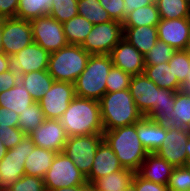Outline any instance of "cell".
<instances>
[{
  "label": "cell",
  "mask_w": 190,
  "mask_h": 191,
  "mask_svg": "<svg viewBox=\"0 0 190 191\" xmlns=\"http://www.w3.org/2000/svg\"><path fill=\"white\" fill-rule=\"evenodd\" d=\"M129 91L143 116L167 126L173 123L171 112L177 91L158 87L144 73L132 76Z\"/></svg>",
  "instance_id": "cell-1"
},
{
  "label": "cell",
  "mask_w": 190,
  "mask_h": 191,
  "mask_svg": "<svg viewBox=\"0 0 190 191\" xmlns=\"http://www.w3.org/2000/svg\"><path fill=\"white\" fill-rule=\"evenodd\" d=\"M67 137L103 134L99 101L76 96L59 119Z\"/></svg>",
  "instance_id": "cell-2"
},
{
  "label": "cell",
  "mask_w": 190,
  "mask_h": 191,
  "mask_svg": "<svg viewBox=\"0 0 190 191\" xmlns=\"http://www.w3.org/2000/svg\"><path fill=\"white\" fill-rule=\"evenodd\" d=\"M99 105L104 131L134 124L144 117L135 105L129 89L105 93Z\"/></svg>",
  "instance_id": "cell-3"
},
{
  "label": "cell",
  "mask_w": 190,
  "mask_h": 191,
  "mask_svg": "<svg viewBox=\"0 0 190 191\" xmlns=\"http://www.w3.org/2000/svg\"><path fill=\"white\" fill-rule=\"evenodd\" d=\"M103 139L116 154L123 168L137 172L149 154L136 132V122L131 125L104 131Z\"/></svg>",
  "instance_id": "cell-4"
},
{
  "label": "cell",
  "mask_w": 190,
  "mask_h": 191,
  "mask_svg": "<svg viewBox=\"0 0 190 191\" xmlns=\"http://www.w3.org/2000/svg\"><path fill=\"white\" fill-rule=\"evenodd\" d=\"M112 66L110 55H90L86 68L74 83L76 96L99 101L106 93V78Z\"/></svg>",
  "instance_id": "cell-5"
},
{
  "label": "cell",
  "mask_w": 190,
  "mask_h": 191,
  "mask_svg": "<svg viewBox=\"0 0 190 191\" xmlns=\"http://www.w3.org/2000/svg\"><path fill=\"white\" fill-rule=\"evenodd\" d=\"M89 53L81 45H70L51 52L48 62V73L55 81L75 83L86 68Z\"/></svg>",
  "instance_id": "cell-6"
},
{
  "label": "cell",
  "mask_w": 190,
  "mask_h": 191,
  "mask_svg": "<svg viewBox=\"0 0 190 191\" xmlns=\"http://www.w3.org/2000/svg\"><path fill=\"white\" fill-rule=\"evenodd\" d=\"M36 145L29 135H25L14 148L0 160V189H8L25 175L26 156L32 153Z\"/></svg>",
  "instance_id": "cell-7"
},
{
  "label": "cell",
  "mask_w": 190,
  "mask_h": 191,
  "mask_svg": "<svg viewBox=\"0 0 190 191\" xmlns=\"http://www.w3.org/2000/svg\"><path fill=\"white\" fill-rule=\"evenodd\" d=\"M43 179L46 190L88 184L84 174L64 152L56 154Z\"/></svg>",
  "instance_id": "cell-8"
},
{
  "label": "cell",
  "mask_w": 190,
  "mask_h": 191,
  "mask_svg": "<svg viewBox=\"0 0 190 191\" xmlns=\"http://www.w3.org/2000/svg\"><path fill=\"white\" fill-rule=\"evenodd\" d=\"M123 33L122 23L116 20L95 24L81 47L91 55H110Z\"/></svg>",
  "instance_id": "cell-9"
},
{
  "label": "cell",
  "mask_w": 190,
  "mask_h": 191,
  "mask_svg": "<svg viewBox=\"0 0 190 191\" xmlns=\"http://www.w3.org/2000/svg\"><path fill=\"white\" fill-rule=\"evenodd\" d=\"M103 140V134L67 137L63 152L87 177L90 174L97 148Z\"/></svg>",
  "instance_id": "cell-10"
},
{
  "label": "cell",
  "mask_w": 190,
  "mask_h": 191,
  "mask_svg": "<svg viewBox=\"0 0 190 191\" xmlns=\"http://www.w3.org/2000/svg\"><path fill=\"white\" fill-rule=\"evenodd\" d=\"M32 26L33 42L40 45L49 53L57 51L68 45L63 25L50 15H44L30 20Z\"/></svg>",
  "instance_id": "cell-11"
},
{
  "label": "cell",
  "mask_w": 190,
  "mask_h": 191,
  "mask_svg": "<svg viewBox=\"0 0 190 191\" xmlns=\"http://www.w3.org/2000/svg\"><path fill=\"white\" fill-rule=\"evenodd\" d=\"M33 42L29 20L18 18L2 19V52L13 56Z\"/></svg>",
  "instance_id": "cell-12"
},
{
  "label": "cell",
  "mask_w": 190,
  "mask_h": 191,
  "mask_svg": "<svg viewBox=\"0 0 190 191\" xmlns=\"http://www.w3.org/2000/svg\"><path fill=\"white\" fill-rule=\"evenodd\" d=\"M189 138L190 129L166 125V137L155 154L165 159L173 167L185 166L187 165L185 144Z\"/></svg>",
  "instance_id": "cell-13"
},
{
  "label": "cell",
  "mask_w": 190,
  "mask_h": 191,
  "mask_svg": "<svg viewBox=\"0 0 190 191\" xmlns=\"http://www.w3.org/2000/svg\"><path fill=\"white\" fill-rule=\"evenodd\" d=\"M76 97L73 83L54 81L39 101L45 119H60L70 102Z\"/></svg>",
  "instance_id": "cell-14"
},
{
  "label": "cell",
  "mask_w": 190,
  "mask_h": 191,
  "mask_svg": "<svg viewBox=\"0 0 190 191\" xmlns=\"http://www.w3.org/2000/svg\"><path fill=\"white\" fill-rule=\"evenodd\" d=\"M29 136L36 147L57 153L63 152L67 140L64 127L58 119H45Z\"/></svg>",
  "instance_id": "cell-15"
},
{
  "label": "cell",
  "mask_w": 190,
  "mask_h": 191,
  "mask_svg": "<svg viewBox=\"0 0 190 191\" xmlns=\"http://www.w3.org/2000/svg\"><path fill=\"white\" fill-rule=\"evenodd\" d=\"M158 39L175 50H186L190 39V18L161 19L157 24Z\"/></svg>",
  "instance_id": "cell-16"
},
{
  "label": "cell",
  "mask_w": 190,
  "mask_h": 191,
  "mask_svg": "<svg viewBox=\"0 0 190 191\" xmlns=\"http://www.w3.org/2000/svg\"><path fill=\"white\" fill-rule=\"evenodd\" d=\"M50 53L32 42L18 53L11 56L12 67L19 75L29 72L48 70Z\"/></svg>",
  "instance_id": "cell-17"
},
{
  "label": "cell",
  "mask_w": 190,
  "mask_h": 191,
  "mask_svg": "<svg viewBox=\"0 0 190 191\" xmlns=\"http://www.w3.org/2000/svg\"><path fill=\"white\" fill-rule=\"evenodd\" d=\"M113 66L131 76L142 74L145 68L144 56L125 38H122L110 53Z\"/></svg>",
  "instance_id": "cell-18"
},
{
  "label": "cell",
  "mask_w": 190,
  "mask_h": 191,
  "mask_svg": "<svg viewBox=\"0 0 190 191\" xmlns=\"http://www.w3.org/2000/svg\"><path fill=\"white\" fill-rule=\"evenodd\" d=\"M122 169L123 166L116 154L103 139L97 148L90 174L86 179L88 184L91 185L96 179Z\"/></svg>",
  "instance_id": "cell-19"
},
{
  "label": "cell",
  "mask_w": 190,
  "mask_h": 191,
  "mask_svg": "<svg viewBox=\"0 0 190 191\" xmlns=\"http://www.w3.org/2000/svg\"><path fill=\"white\" fill-rule=\"evenodd\" d=\"M136 132L148 153H155L166 137V125L144 116L136 122Z\"/></svg>",
  "instance_id": "cell-20"
},
{
  "label": "cell",
  "mask_w": 190,
  "mask_h": 191,
  "mask_svg": "<svg viewBox=\"0 0 190 191\" xmlns=\"http://www.w3.org/2000/svg\"><path fill=\"white\" fill-rule=\"evenodd\" d=\"M173 166L155 153H149L137 173L146 180L167 185Z\"/></svg>",
  "instance_id": "cell-21"
},
{
  "label": "cell",
  "mask_w": 190,
  "mask_h": 191,
  "mask_svg": "<svg viewBox=\"0 0 190 191\" xmlns=\"http://www.w3.org/2000/svg\"><path fill=\"white\" fill-rule=\"evenodd\" d=\"M123 38L133 45L143 56L158 40L157 26L123 27Z\"/></svg>",
  "instance_id": "cell-22"
},
{
  "label": "cell",
  "mask_w": 190,
  "mask_h": 191,
  "mask_svg": "<svg viewBox=\"0 0 190 191\" xmlns=\"http://www.w3.org/2000/svg\"><path fill=\"white\" fill-rule=\"evenodd\" d=\"M19 81L25 86L33 100L39 102L55 80L48 70H41L20 75Z\"/></svg>",
  "instance_id": "cell-23"
},
{
  "label": "cell",
  "mask_w": 190,
  "mask_h": 191,
  "mask_svg": "<svg viewBox=\"0 0 190 191\" xmlns=\"http://www.w3.org/2000/svg\"><path fill=\"white\" fill-rule=\"evenodd\" d=\"M57 152L35 147L31 154L26 156L25 174L44 178Z\"/></svg>",
  "instance_id": "cell-24"
},
{
  "label": "cell",
  "mask_w": 190,
  "mask_h": 191,
  "mask_svg": "<svg viewBox=\"0 0 190 191\" xmlns=\"http://www.w3.org/2000/svg\"><path fill=\"white\" fill-rule=\"evenodd\" d=\"M34 102L20 81L14 87L0 93V106L13 110L17 114H20L22 111L24 112L27 106H30Z\"/></svg>",
  "instance_id": "cell-25"
},
{
  "label": "cell",
  "mask_w": 190,
  "mask_h": 191,
  "mask_svg": "<svg viewBox=\"0 0 190 191\" xmlns=\"http://www.w3.org/2000/svg\"><path fill=\"white\" fill-rule=\"evenodd\" d=\"M143 73L158 87L169 90H181V84L172 71V65L168 62L154 66H145Z\"/></svg>",
  "instance_id": "cell-26"
},
{
  "label": "cell",
  "mask_w": 190,
  "mask_h": 191,
  "mask_svg": "<svg viewBox=\"0 0 190 191\" xmlns=\"http://www.w3.org/2000/svg\"><path fill=\"white\" fill-rule=\"evenodd\" d=\"M134 173L131 169L123 168L122 170L96 179L91 186L95 191H123L132 183Z\"/></svg>",
  "instance_id": "cell-27"
},
{
  "label": "cell",
  "mask_w": 190,
  "mask_h": 191,
  "mask_svg": "<svg viewBox=\"0 0 190 191\" xmlns=\"http://www.w3.org/2000/svg\"><path fill=\"white\" fill-rule=\"evenodd\" d=\"M62 25L66 41L70 45H82L94 26L81 15L65 21Z\"/></svg>",
  "instance_id": "cell-28"
},
{
  "label": "cell",
  "mask_w": 190,
  "mask_h": 191,
  "mask_svg": "<svg viewBox=\"0 0 190 191\" xmlns=\"http://www.w3.org/2000/svg\"><path fill=\"white\" fill-rule=\"evenodd\" d=\"M161 18L156 3L140 7L127 15L123 27L157 26Z\"/></svg>",
  "instance_id": "cell-29"
},
{
  "label": "cell",
  "mask_w": 190,
  "mask_h": 191,
  "mask_svg": "<svg viewBox=\"0 0 190 191\" xmlns=\"http://www.w3.org/2000/svg\"><path fill=\"white\" fill-rule=\"evenodd\" d=\"M161 19L190 18L187 0H155Z\"/></svg>",
  "instance_id": "cell-30"
},
{
  "label": "cell",
  "mask_w": 190,
  "mask_h": 191,
  "mask_svg": "<svg viewBox=\"0 0 190 191\" xmlns=\"http://www.w3.org/2000/svg\"><path fill=\"white\" fill-rule=\"evenodd\" d=\"M53 0H19L16 18L32 20L48 15Z\"/></svg>",
  "instance_id": "cell-31"
},
{
  "label": "cell",
  "mask_w": 190,
  "mask_h": 191,
  "mask_svg": "<svg viewBox=\"0 0 190 191\" xmlns=\"http://www.w3.org/2000/svg\"><path fill=\"white\" fill-rule=\"evenodd\" d=\"M78 15L93 25L112 21L108 12L100 5L99 0H78Z\"/></svg>",
  "instance_id": "cell-32"
},
{
  "label": "cell",
  "mask_w": 190,
  "mask_h": 191,
  "mask_svg": "<svg viewBox=\"0 0 190 191\" xmlns=\"http://www.w3.org/2000/svg\"><path fill=\"white\" fill-rule=\"evenodd\" d=\"M171 114L174 118L172 126L190 129V94H186L182 90L176 92Z\"/></svg>",
  "instance_id": "cell-33"
},
{
  "label": "cell",
  "mask_w": 190,
  "mask_h": 191,
  "mask_svg": "<svg viewBox=\"0 0 190 191\" xmlns=\"http://www.w3.org/2000/svg\"><path fill=\"white\" fill-rule=\"evenodd\" d=\"M18 127L26 134L29 135L33 130L40 126L44 120V114L39 102H34L27 106L26 110L20 112L18 116Z\"/></svg>",
  "instance_id": "cell-34"
},
{
  "label": "cell",
  "mask_w": 190,
  "mask_h": 191,
  "mask_svg": "<svg viewBox=\"0 0 190 191\" xmlns=\"http://www.w3.org/2000/svg\"><path fill=\"white\" fill-rule=\"evenodd\" d=\"M78 0H53L48 15L60 23L78 15Z\"/></svg>",
  "instance_id": "cell-35"
},
{
  "label": "cell",
  "mask_w": 190,
  "mask_h": 191,
  "mask_svg": "<svg viewBox=\"0 0 190 191\" xmlns=\"http://www.w3.org/2000/svg\"><path fill=\"white\" fill-rule=\"evenodd\" d=\"M176 50L166 42L157 40L156 44L144 55L145 66L169 62Z\"/></svg>",
  "instance_id": "cell-36"
},
{
  "label": "cell",
  "mask_w": 190,
  "mask_h": 191,
  "mask_svg": "<svg viewBox=\"0 0 190 191\" xmlns=\"http://www.w3.org/2000/svg\"><path fill=\"white\" fill-rule=\"evenodd\" d=\"M172 65V71L181 85L185 83L190 71V51L176 50L168 62Z\"/></svg>",
  "instance_id": "cell-37"
},
{
  "label": "cell",
  "mask_w": 190,
  "mask_h": 191,
  "mask_svg": "<svg viewBox=\"0 0 190 191\" xmlns=\"http://www.w3.org/2000/svg\"><path fill=\"white\" fill-rule=\"evenodd\" d=\"M131 78L122 69L112 66L106 78V93L129 89Z\"/></svg>",
  "instance_id": "cell-38"
},
{
  "label": "cell",
  "mask_w": 190,
  "mask_h": 191,
  "mask_svg": "<svg viewBox=\"0 0 190 191\" xmlns=\"http://www.w3.org/2000/svg\"><path fill=\"white\" fill-rule=\"evenodd\" d=\"M167 187L169 189H190V167L188 165L174 167L169 177Z\"/></svg>",
  "instance_id": "cell-39"
},
{
  "label": "cell",
  "mask_w": 190,
  "mask_h": 191,
  "mask_svg": "<svg viewBox=\"0 0 190 191\" xmlns=\"http://www.w3.org/2000/svg\"><path fill=\"white\" fill-rule=\"evenodd\" d=\"M10 191H46L44 179L32 175H23L9 187Z\"/></svg>",
  "instance_id": "cell-40"
},
{
  "label": "cell",
  "mask_w": 190,
  "mask_h": 191,
  "mask_svg": "<svg viewBox=\"0 0 190 191\" xmlns=\"http://www.w3.org/2000/svg\"><path fill=\"white\" fill-rule=\"evenodd\" d=\"M25 135L19 127L0 126V139L8 149L18 145Z\"/></svg>",
  "instance_id": "cell-41"
},
{
  "label": "cell",
  "mask_w": 190,
  "mask_h": 191,
  "mask_svg": "<svg viewBox=\"0 0 190 191\" xmlns=\"http://www.w3.org/2000/svg\"><path fill=\"white\" fill-rule=\"evenodd\" d=\"M100 5L108 12L112 20L123 22L125 19L124 0H99Z\"/></svg>",
  "instance_id": "cell-42"
},
{
  "label": "cell",
  "mask_w": 190,
  "mask_h": 191,
  "mask_svg": "<svg viewBox=\"0 0 190 191\" xmlns=\"http://www.w3.org/2000/svg\"><path fill=\"white\" fill-rule=\"evenodd\" d=\"M132 183L135 185L136 191H169L167 185L146 180L137 172L134 173Z\"/></svg>",
  "instance_id": "cell-43"
},
{
  "label": "cell",
  "mask_w": 190,
  "mask_h": 191,
  "mask_svg": "<svg viewBox=\"0 0 190 191\" xmlns=\"http://www.w3.org/2000/svg\"><path fill=\"white\" fill-rule=\"evenodd\" d=\"M20 75L12 67L0 74V93L14 87L19 82Z\"/></svg>",
  "instance_id": "cell-44"
},
{
  "label": "cell",
  "mask_w": 190,
  "mask_h": 191,
  "mask_svg": "<svg viewBox=\"0 0 190 191\" xmlns=\"http://www.w3.org/2000/svg\"><path fill=\"white\" fill-rule=\"evenodd\" d=\"M19 0H0V19L16 18Z\"/></svg>",
  "instance_id": "cell-45"
},
{
  "label": "cell",
  "mask_w": 190,
  "mask_h": 191,
  "mask_svg": "<svg viewBox=\"0 0 190 191\" xmlns=\"http://www.w3.org/2000/svg\"><path fill=\"white\" fill-rule=\"evenodd\" d=\"M15 111L0 106V126L18 127V117Z\"/></svg>",
  "instance_id": "cell-46"
},
{
  "label": "cell",
  "mask_w": 190,
  "mask_h": 191,
  "mask_svg": "<svg viewBox=\"0 0 190 191\" xmlns=\"http://www.w3.org/2000/svg\"><path fill=\"white\" fill-rule=\"evenodd\" d=\"M155 0H124L125 17L140 7L153 4Z\"/></svg>",
  "instance_id": "cell-47"
},
{
  "label": "cell",
  "mask_w": 190,
  "mask_h": 191,
  "mask_svg": "<svg viewBox=\"0 0 190 191\" xmlns=\"http://www.w3.org/2000/svg\"><path fill=\"white\" fill-rule=\"evenodd\" d=\"M12 68L11 57L0 52V74Z\"/></svg>",
  "instance_id": "cell-48"
},
{
  "label": "cell",
  "mask_w": 190,
  "mask_h": 191,
  "mask_svg": "<svg viewBox=\"0 0 190 191\" xmlns=\"http://www.w3.org/2000/svg\"><path fill=\"white\" fill-rule=\"evenodd\" d=\"M181 90L186 94H190V71L188 72L185 83L181 86Z\"/></svg>",
  "instance_id": "cell-49"
},
{
  "label": "cell",
  "mask_w": 190,
  "mask_h": 191,
  "mask_svg": "<svg viewBox=\"0 0 190 191\" xmlns=\"http://www.w3.org/2000/svg\"><path fill=\"white\" fill-rule=\"evenodd\" d=\"M8 148L3 144V141L0 139V160L7 154Z\"/></svg>",
  "instance_id": "cell-50"
},
{
  "label": "cell",
  "mask_w": 190,
  "mask_h": 191,
  "mask_svg": "<svg viewBox=\"0 0 190 191\" xmlns=\"http://www.w3.org/2000/svg\"><path fill=\"white\" fill-rule=\"evenodd\" d=\"M77 191H95L90 184L77 186Z\"/></svg>",
  "instance_id": "cell-51"
},
{
  "label": "cell",
  "mask_w": 190,
  "mask_h": 191,
  "mask_svg": "<svg viewBox=\"0 0 190 191\" xmlns=\"http://www.w3.org/2000/svg\"><path fill=\"white\" fill-rule=\"evenodd\" d=\"M46 191H77V186L61 187L58 189L46 190Z\"/></svg>",
  "instance_id": "cell-52"
},
{
  "label": "cell",
  "mask_w": 190,
  "mask_h": 191,
  "mask_svg": "<svg viewBox=\"0 0 190 191\" xmlns=\"http://www.w3.org/2000/svg\"><path fill=\"white\" fill-rule=\"evenodd\" d=\"M186 154H187V165L190 167V138L188 142L185 144Z\"/></svg>",
  "instance_id": "cell-53"
},
{
  "label": "cell",
  "mask_w": 190,
  "mask_h": 191,
  "mask_svg": "<svg viewBox=\"0 0 190 191\" xmlns=\"http://www.w3.org/2000/svg\"><path fill=\"white\" fill-rule=\"evenodd\" d=\"M123 191H136L135 185L130 183Z\"/></svg>",
  "instance_id": "cell-54"
},
{
  "label": "cell",
  "mask_w": 190,
  "mask_h": 191,
  "mask_svg": "<svg viewBox=\"0 0 190 191\" xmlns=\"http://www.w3.org/2000/svg\"><path fill=\"white\" fill-rule=\"evenodd\" d=\"M0 52H2V19H0Z\"/></svg>",
  "instance_id": "cell-55"
},
{
  "label": "cell",
  "mask_w": 190,
  "mask_h": 191,
  "mask_svg": "<svg viewBox=\"0 0 190 191\" xmlns=\"http://www.w3.org/2000/svg\"><path fill=\"white\" fill-rule=\"evenodd\" d=\"M169 191H190V189H186V190L169 189Z\"/></svg>",
  "instance_id": "cell-56"
},
{
  "label": "cell",
  "mask_w": 190,
  "mask_h": 191,
  "mask_svg": "<svg viewBox=\"0 0 190 191\" xmlns=\"http://www.w3.org/2000/svg\"><path fill=\"white\" fill-rule=\"evenodd\" d=\"M187 50L190 51V39H189V44H188Z\"/></svg>",
  "instance_id": "cell-57"
},
{
  "label": "cell",
  "mask_w": 190,
  "mask_h": 191,
  "mask_svg": "<svg viewBox=\"0 0 190 191\" xmlns=\"http://www.w3.org/2000/svg\"><path fill=\"white\" fill-rule=\"evenodd\" d=\"M0 191H10V190L8 188V189H0Z\"/></svg>",
  "instance_id": "cell-58"
}]
</instances>
